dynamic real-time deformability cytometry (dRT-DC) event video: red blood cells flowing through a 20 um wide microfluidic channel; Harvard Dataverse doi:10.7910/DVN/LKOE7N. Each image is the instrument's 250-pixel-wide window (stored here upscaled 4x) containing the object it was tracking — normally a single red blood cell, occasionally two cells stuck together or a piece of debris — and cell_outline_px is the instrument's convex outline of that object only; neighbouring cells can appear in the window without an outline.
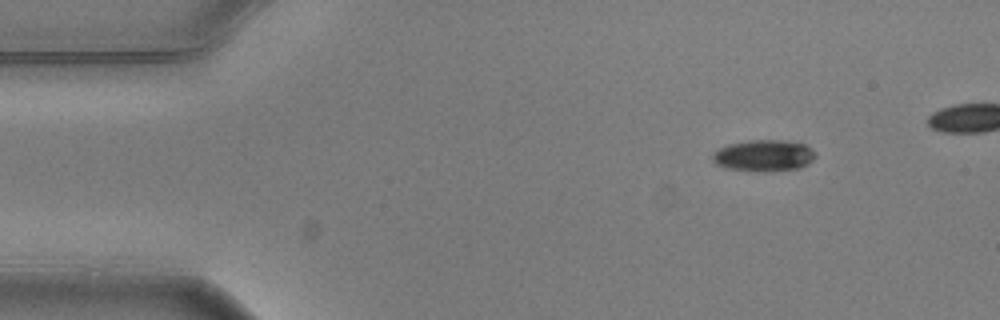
{"species": "common noctule bat (a hibernating species)", "species_latin": "Nyctalus noctula", "temperature_condition": "warm", "stored_images_in_passage": 4, "camera_frame_rate_fps": 3000, "um_per_image_px": 0.085, "animal": {"sex": "male", "body_mass_g": 20.5, "forearm_length_mm": 52.5}, "frame": {"image": 1, "passage_image": 1, "time_ms": 0.0, "image_size_px": [1000, 320], "cell_outline_px": [[816, 156], [808, 164], [800, 168], [764, 172], [724, 168], [716, 164], [712, 160], [712, 156], [720, 148], [728, 144], [748, 140], [788, 140], [804, 144], [816, 152]], "centroid_in_image_um": [64.94, 13.22], "position_along_channel_um": 20.1, "area_um2": 19.02}}